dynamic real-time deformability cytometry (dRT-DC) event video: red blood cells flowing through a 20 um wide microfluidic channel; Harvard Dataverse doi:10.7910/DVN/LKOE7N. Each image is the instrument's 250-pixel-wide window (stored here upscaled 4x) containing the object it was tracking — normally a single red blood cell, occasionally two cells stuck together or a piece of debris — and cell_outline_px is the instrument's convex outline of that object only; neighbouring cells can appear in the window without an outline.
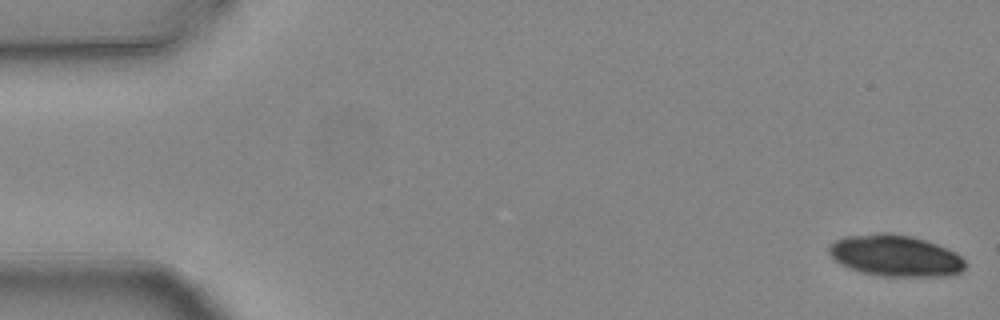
{"species": "common noctule bat (a hibernating species)", "species_latin": "Nyctalus noctula", "temperature_condition": "warm", "stored_images_in_passage": 5, "camera_frame_rate_fps": 3000, "um_per_image_px": 0.085, "animal": {"sex": "female", "body_mass_g": 24.6, "forearm_length_mm": 56.2}, "frame": {"image": 1, "passage_image": 1, "time_ms": 0.0, "image_size_px": [1000, 320], "cell_outline_px": [[968, 264], [960, 272], [948, 276], [880, 276], [860, 272], [840, 264], [828, 252], [828, 244], [844, 236], [880, 232], [888, 232], [912, 236], [936, 244], [956, 252]], "centroid_in_image_um": [76.09, 21.72], "position_along_channel_um": 8.9, "area_um2": 33.12}}